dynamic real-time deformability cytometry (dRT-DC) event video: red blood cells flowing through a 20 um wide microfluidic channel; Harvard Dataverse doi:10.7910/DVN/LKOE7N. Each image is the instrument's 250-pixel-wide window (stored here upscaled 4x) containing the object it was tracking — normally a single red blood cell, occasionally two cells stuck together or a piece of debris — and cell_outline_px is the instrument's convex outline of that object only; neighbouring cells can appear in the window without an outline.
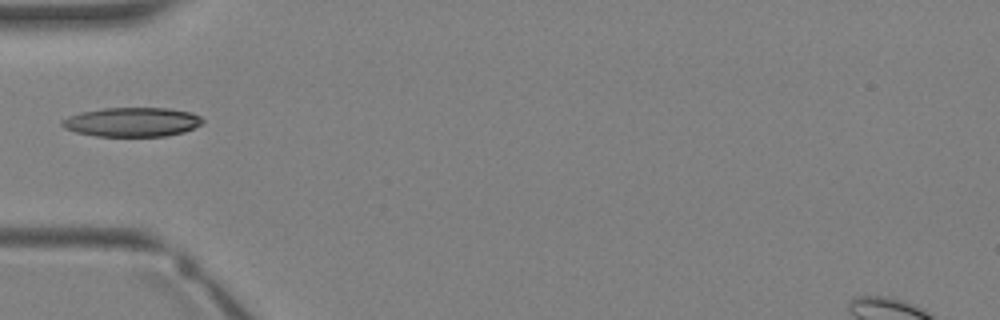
{"species": "Egyptian fruit bat (a non-hibernating species)", "species_latin": "Rousettus aegyptiacus", "temperature_condition": "warm", "stored_images_in_passage": 4, "camera_frame_rate_fps": 3000, "um_per_image_px": 0.085, "animal": {"sex": "female"}, "frame": {"image": 1, "passage_image": 4, "time_ms": 3.667, "image_size_px": [1000, 320], "cell_outline_px": [[204, 124], [184, 132], [164, 136], [96, 136], [76, 132], [64, 128], [60, 124], [60, 120], [68, 116], [80, 112], [104, 108], [168, 108], [192, 112], [200, 116], [204, 120]], "centroid_in_image_um": [11.24, 10.37], "position_along_channel_um": 73.8, "area_um2": 24.16}}